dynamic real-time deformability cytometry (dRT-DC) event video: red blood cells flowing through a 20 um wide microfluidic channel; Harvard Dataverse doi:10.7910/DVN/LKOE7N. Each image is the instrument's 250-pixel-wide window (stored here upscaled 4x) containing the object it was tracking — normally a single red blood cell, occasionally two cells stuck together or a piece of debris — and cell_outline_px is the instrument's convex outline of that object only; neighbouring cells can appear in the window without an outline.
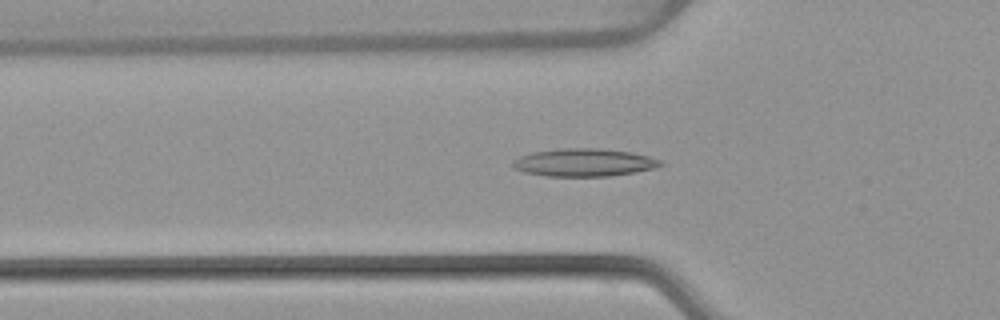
{"species": "common noctule bat (a hibernating species)", "species_latin": "Nyctalus noctula", "temperature_condition": "warm", "stored_images_in_passage": 50, "camera_frame_rate_fps": 3000, "um_per_image_px": 0.085, "animal": {"sex": "female", "body_mass_g": 22.7, "forearm_length_mm": 54.2}, "frame": {"image": 1, "passage_image": 18, "time_ms": 5.667, "image_size_px": [1000, 320], "cell_outline_px": [[664, 164], [656, 168], [636, 172], [608, 176], [548, 176], [524, 172], [512, 168], [512, 160], [520, 156], [532, 152], [560, 148], [600, 148], [632, 152], [664, 160]], "centroid_in_image_um": [49.66, 13.8], "position_along_channel_um": 76.1, "area_um2": 24.22}}
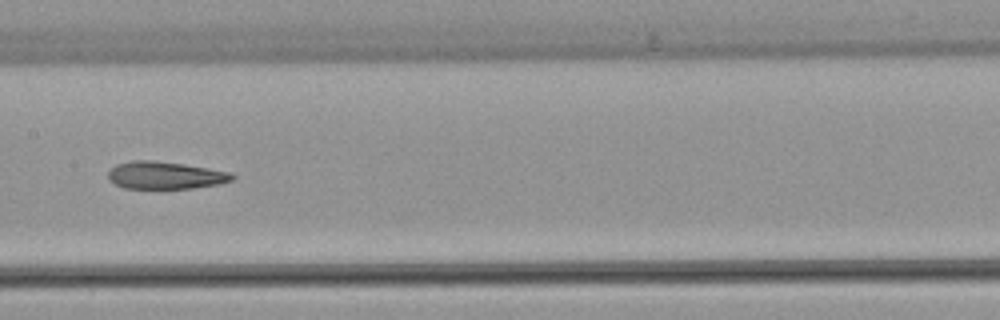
{"frame": {"image": 2, "passage_image": 27, "time_ms": 8.667, "image_size_px": [1000, 320], "cell_outline_px": [[236, 176], [232, 180], [220, 184], [192, 188], [124, 188], [108, 180], [108, 172], [116, 164], [132, 160], [152, 160], [184, 164], [208, 168], [228, 172]], "centroid_in_image_um": [14.03, 14.9], "position_along_channel_um": 193.4, "area_um2": 19.77}}
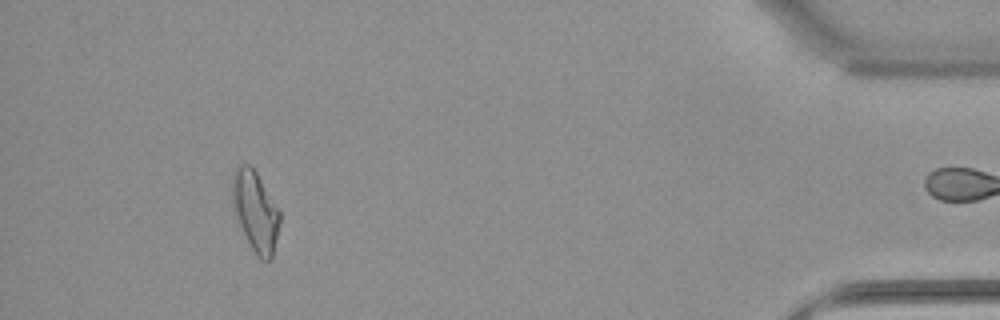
{"frame": {"image": 3, "passage_image": 49, "time_ms": 16.0, "image_size_px": [1000, 320], "cell_outline_px": [[280, 224], [272, 256], [268, 260], [260, 260], [256, 256], [240, 224], [232, 204], [232, 172], [240, 164], [248, 164], [256, 172], [280, 212]], "centroid_in_image_um": [21.7, 17.94], "position_along_channel_um": 413.5, "area_um2": 21.73}, "authors_computed_cell_mechanics": {"area_um2": 20.9525, "velocity_mm_per_s": 3.8856, "shape_relaxation_time_tau1_ms": null, "shape_relaxation_time_tau2_ms": 3.4573, "deformation_change_tau1": null, "deformation_change_tau2": 0.1299}}